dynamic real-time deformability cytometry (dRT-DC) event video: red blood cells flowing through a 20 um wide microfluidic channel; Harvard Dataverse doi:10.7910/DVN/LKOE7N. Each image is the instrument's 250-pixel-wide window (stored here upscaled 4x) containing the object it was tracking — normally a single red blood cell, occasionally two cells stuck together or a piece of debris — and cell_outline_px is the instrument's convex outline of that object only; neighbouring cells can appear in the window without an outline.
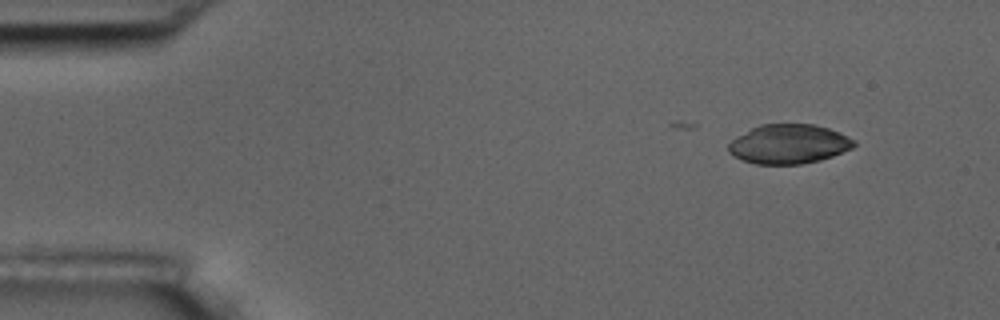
{"species": "common noctule bat (a hibernating species)", "species_latin": "Nyctalus noctula", "temperature_condition": "room temperature", "stored_images_in_passage": 5, "camera_frame_rate_fps": 3000, "um_per_image_px": 0.085, "animal": {"sex": "male", "body_mass_g": 17.5, "forearm_length_mm": 52.3}, "frame": {"image": 1, "passage_image": 1, "time_ms": 0.0, "image_size_px": [1000, 320], "cell_outline_px": [[856, 144], [852, 148], [832, 156], [820, 160], [800, 164], [756, 164], [744, 160], [728, 152], [728, 144], [736, 136], [760, 124], [816, 124], [840, 132], [856, 140]], "centroid_in_image_um": [67.07, 12.23], "position_along_channel_um": 17.9, "area_um2": 28.78}}